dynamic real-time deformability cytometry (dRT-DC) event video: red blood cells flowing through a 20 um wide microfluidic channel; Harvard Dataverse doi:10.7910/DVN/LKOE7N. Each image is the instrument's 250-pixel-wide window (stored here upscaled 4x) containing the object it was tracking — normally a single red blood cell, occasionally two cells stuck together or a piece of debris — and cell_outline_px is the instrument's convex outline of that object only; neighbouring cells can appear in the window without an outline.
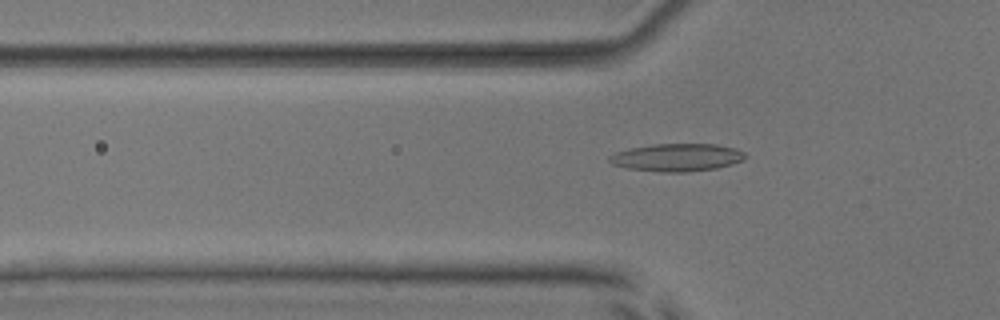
{"species": "common noctule bat (a hibernating species)", "species_latin": "Nyctalus noctula", "temperature_condition": "room temperature", "stored_images_in_passage": 48, "camera_frame_rate_fps": 3000, "um_per_image_px": 0.085, "animal": {"sex": "male", "body_mass_g": 17.9, "forearm_length_mm": 54.2}, "frame": {"image": 1, "passage_image": 12, "time_ms": 3.667, "image_size_px": [1000, 320], "cell_outline_px": [[748, 156], [744, 160], [732, 164], [716, 168], [688, 172], [660, 172], [628, 168], [612, 164], [608, 160], [608, 156], [616, 152], [632, 148], [652, 144], [716, 144], [736, 148], [744, 152]], "centroid_in_image_um": [57.58, 13.38], "position_along_channel_um": 68.2, "area_um2": 22.02}}
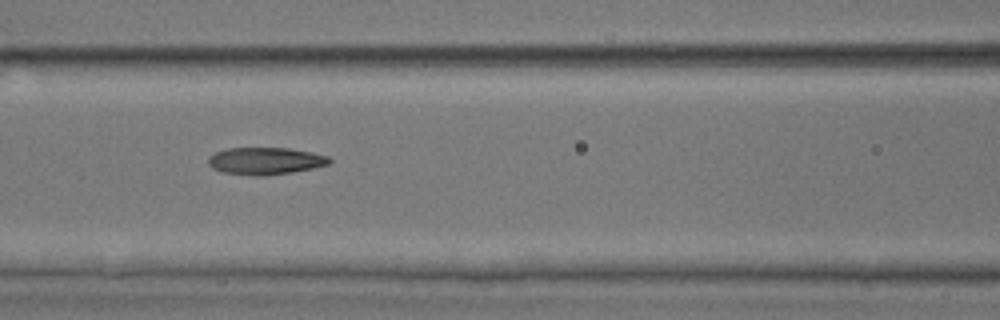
{"frame": {"image": 2, "passage_image": 18, "time_ms": 5.667, "image_size_px": [1000, 320], "cell_outline_px": [[332, 160], [328, 164], [312, 168], [292, 172], [264, 176], [252, 176], [224, 172], [212, 168], [208, 164], [208, 156], [216, 152], [228, 148], [288, 148], [312, 152], [328, 156]], "centroid_in_image_um": [22.54, 13.68], "position_along_channel_um": 144.1, "area_um2": 19.19}}
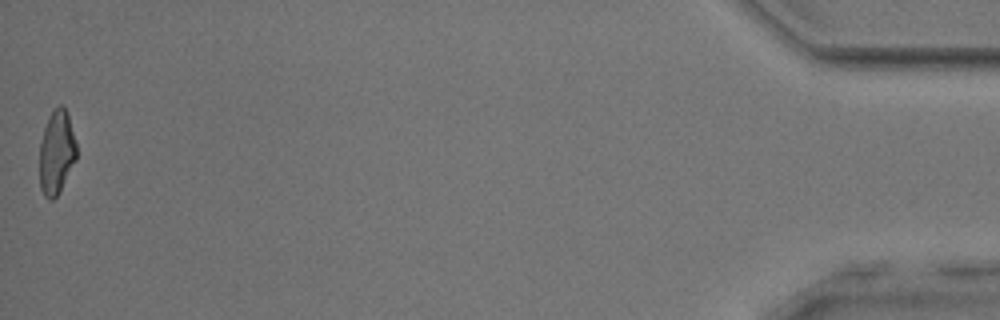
{"frame": {"image": 3, "passage_image": 48, "time_ms": 15.667, "image_size_px": [1000, 320], "cell_outline_px": [[76, 160], [60, 192], [52, 200], [48, 200], [44, 196], [40, 188], [40, 140], [48, 116], [60, 104], [68, 112], [76, 144]], "centroid_in_image_um": [4.8, 12.97], "position_along_channel_um": 430.4, "area_um2": 18.15}, "authors_computed_cell_mechanics": {"area_um2": 19.363, "velocity_mm_per_s": 3.8099, "shape_relaxation_time_tau1_ms": 5.4472, "shape_relaxation_time_tau2_ms": 2.6938, "deformation_change_tau1": 0.1963, "deformation_change_tau2": 0.1117}}